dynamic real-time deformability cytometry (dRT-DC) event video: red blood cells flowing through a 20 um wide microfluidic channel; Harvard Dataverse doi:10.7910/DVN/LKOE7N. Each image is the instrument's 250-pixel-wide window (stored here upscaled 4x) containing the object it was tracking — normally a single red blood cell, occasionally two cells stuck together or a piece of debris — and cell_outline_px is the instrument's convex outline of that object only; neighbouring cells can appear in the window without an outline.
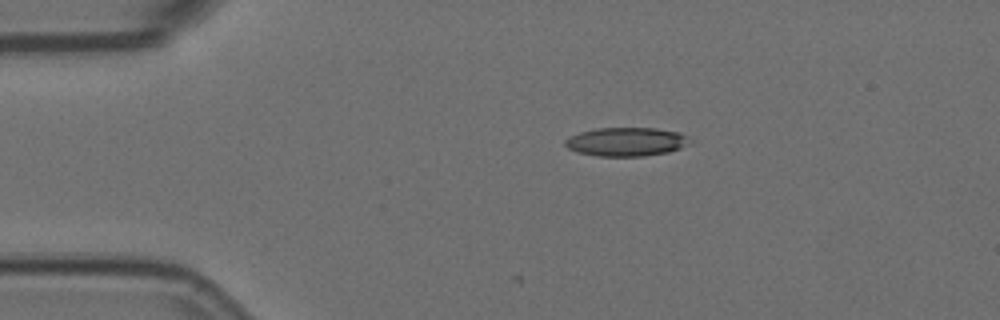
{"species": "Egyptian fruit bat (a non-hibernating species)", "species_latin": "Rousettus aegyptiacus", "temperature_condition": "room temperature", "stored_images_in_passage": 9, "camera_frame_rate_fps": 3000, "um_per_image_px": 0.085, "animal": {"sex": "female"}, "frame": {"image": 1, "passage_image": 2, "time_ms": 0.333, "image_size_px": [1000, 320], "cell_outline_px": [[688, 144], [680, 148], [668, 152], [644, 156], [596, 156], [576, 152], [568, 148], [564, 144], [564, 140], [568, 136], [580, 132], [596, 128], [656, 128], [680, 132], [688, 136]], "centroid_in_image_um": [53.19, 12.05], "position_along_channel_um": 31.8, "area_um2": 20.98}}
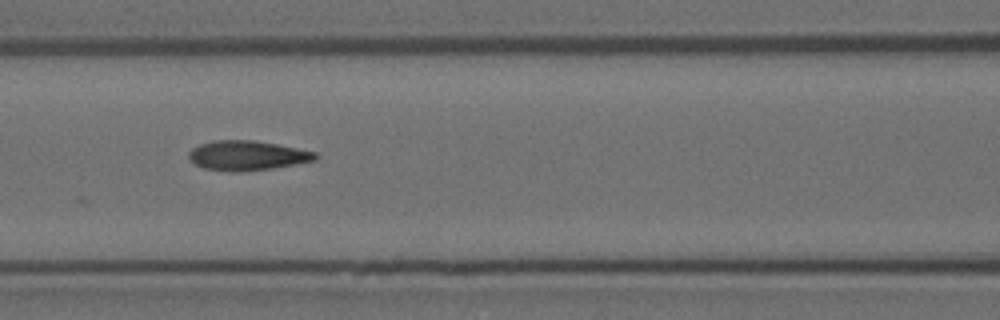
{"frame": {"image": 2, "passage_image": 6, "time_ms": 1.667, "image_size_px": [1000, 320], "cell_outline_px": [[320, 156], [316, 160], [272, 168], [240, 172], [232, 172], [204, 168], [196, 164], [188, 156], [188, 152], [192, 148], [200, 144], [216, 140], [252, 140], [276, 144], [316, 152]], "centroid_in_image_um": [21.01, 13.22], "position_along_channel_um": 145.6, "area_um2": 21.73}}
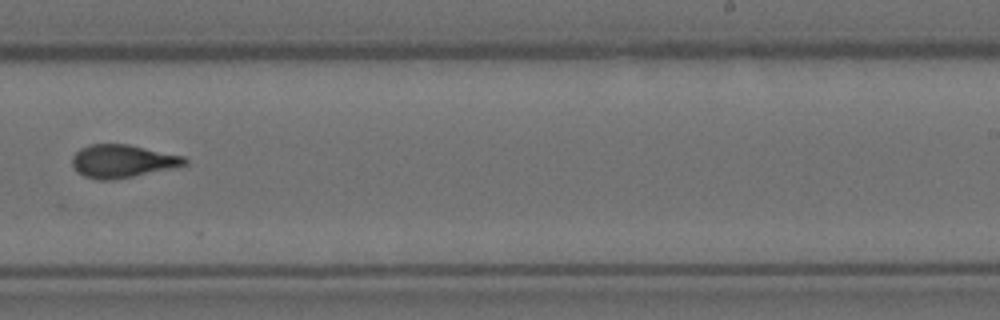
{"frame": {"image": 3, "passage_image": 9, "time_ms": 2.667, "image_size_px": [1000, 320], "cell_outline_px": [[188, 164], [176, 168], [112, 180], [96, 180], [84, 176], [72, 168], [72, 156], [80, 148], [88, 144], [128, 144], [184, 156], [188, 160]], "centroid_in_image_um": [10.41, 13.7], "position_along_channel_um": 278.6, "area_um2": 21.91}}